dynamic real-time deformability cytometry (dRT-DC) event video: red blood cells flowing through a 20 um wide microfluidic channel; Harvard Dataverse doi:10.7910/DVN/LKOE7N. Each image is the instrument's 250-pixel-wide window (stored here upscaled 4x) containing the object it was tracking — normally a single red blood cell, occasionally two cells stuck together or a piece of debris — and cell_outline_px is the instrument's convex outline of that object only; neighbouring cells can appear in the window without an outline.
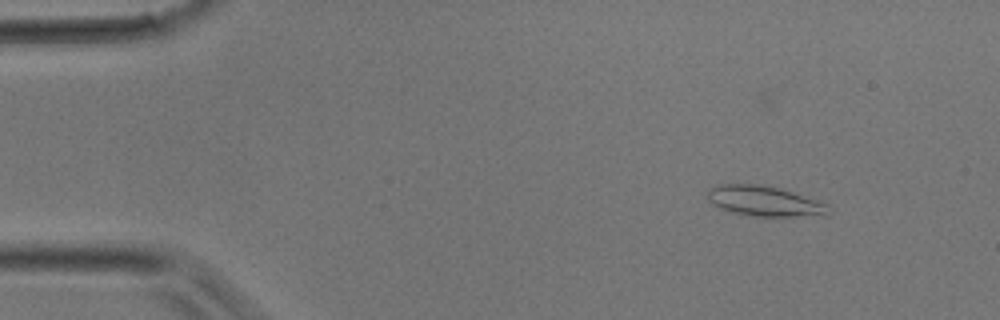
{"species": "common noctule bat (a hibernating species)", "species_latin": "Nyctalus noctula", "temperature_condition": "room temperature", "stored_images_in_passage": 35, "camera_frame_rate_fps": 3000, "um_per_image_px": 0.085, "animal": {"sex": "male", "body_mass_g": 17.9}, "frame": {"image": 1, "passage_image": 4, "time_ms": 1.0, "image_size_px": [1000, 320], "cell_outline_px": [[828, 204], [824, 216], [748, 216], [732, 212], [720, 208], [712, 204], [708, 200], [708, 188], [720, 184], [760, 184], [776, 188], [816, 200]], "centroid_in_image_um": [64.89, 17.1], "position_along_channel_um": 20.1, "area_um2": 20.98}}
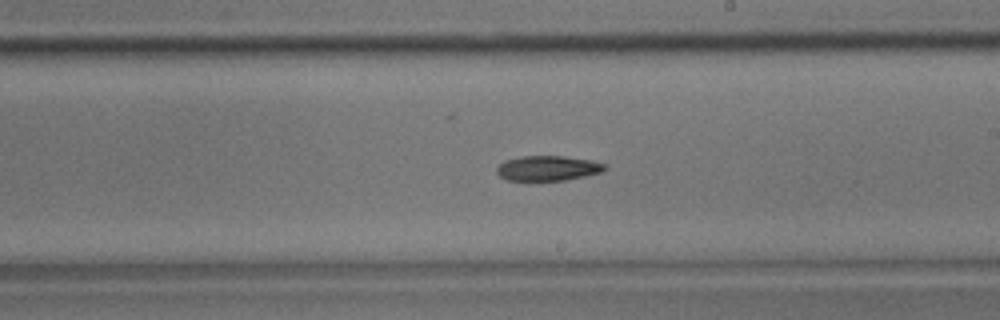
{"frame": {"image": 2, "passage_image": 20, "time_ms": 6.333, "image_size_px": [1000, 320], "cell_outline_px": [[608, 168], [600, 172], [584, 176], [564, 180], [508, 180], [500, 176], [496, 172], [496, 168], [504, 160], [520, 156], [564, 156], [588, 160], [608, 164]], "centroid_in_image_um": [46.56, 14.29], "position_along_channel_um": 242.4, "area_um2": 15.66}}
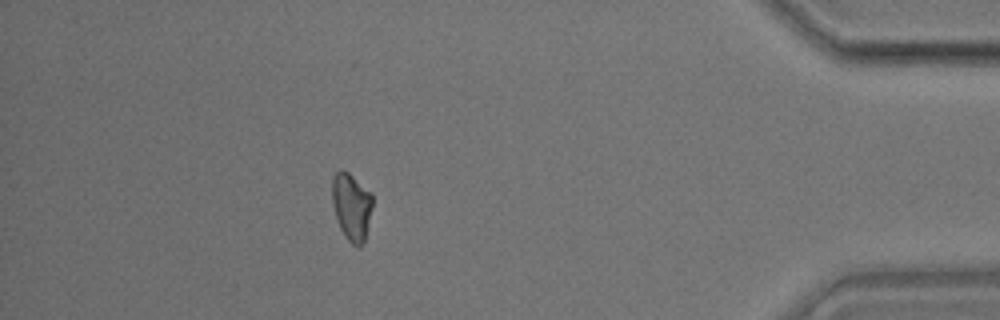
{"frame": {"image": 3, "passage_image": 31, "time_ms": 10.0, "image_size_px": [1000, 320], "cell_outline_px": [[372, 208], [364, 240], [360, 248], [356, 248], [348, 240], [340, 228], [336, 220], [332, 204], [332, 176], [340, 168], [348, 172], [372, 196]], "centroid_in_image_um": [29.84, 17.57], "position_along_channel_um": 405.4, "area_um2": 15.72}}